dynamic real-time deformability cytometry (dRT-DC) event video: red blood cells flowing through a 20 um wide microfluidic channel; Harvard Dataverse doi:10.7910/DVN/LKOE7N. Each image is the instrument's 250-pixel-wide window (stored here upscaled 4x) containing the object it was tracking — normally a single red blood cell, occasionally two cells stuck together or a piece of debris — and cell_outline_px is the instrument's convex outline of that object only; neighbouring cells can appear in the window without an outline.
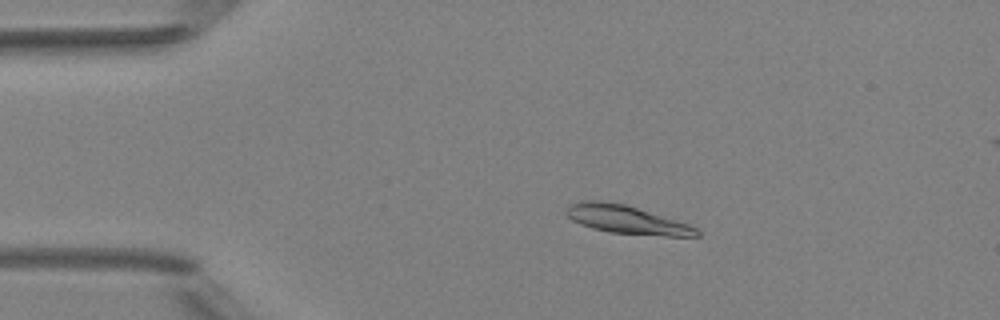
{"species": "Egyptian fruit bat (a non-hibernating species)", "species_latin": "Rousettus aegyptiacus", "temperature_condition": "room temperature", "stored_images_in_passage": 6, "camera_frame_rate_fps": 3000, "um_per_image_px": 0.085, "animal": {"sex": "female"}, "frame": {"image": 1, "passage_image": 3, "time_ms": 2.333, "image_size_px": [1000, 320], "cell_outline_px": [[700, 236], [664, 236], [612, 232], [592, 228], [580, 224], [572, 220], [564, 212], [568, 204], [584, 200], [600, 200], [624, 204], [688, 224], [696, 228], [700, 232]], "centroid_in_image_um": [53.21, 18.66], "position_along_channel_um": 31.8, "area_um2": 21.27}}
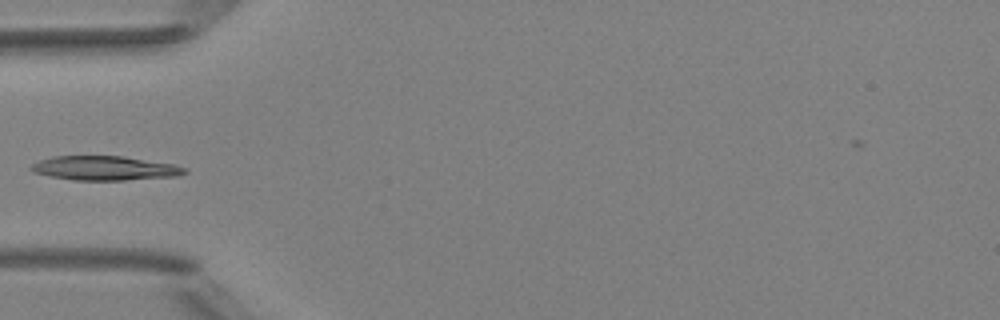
{"frame": {"image": 2, "passage_image": 5, "time_ms": 4.667, "image_size_px": [1000, 320], "cell_outline_px": [[188, 172], [176, 176], [124, 180], [72, 180], [32, 172], [28, 168], [32, 164], [40, 160], [52, 156], [124, 156], [172, 164], [184, 168]], "centroid_in_image_um": [8.86, 14.29], "position_along_channel_um": 76.1, "area_um2": 21.56}}
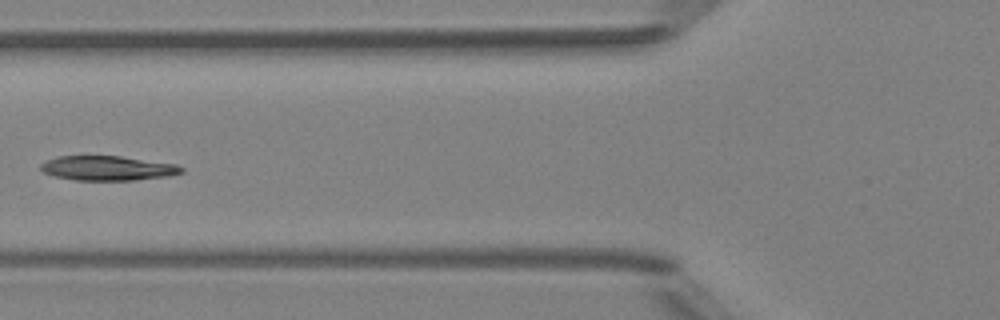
{"frame": {"image": 3, "passage_image": 6, "time_ms": 5.667, "image_size_px": [1000, 320], "cell_outline_px": [[184, 172], [168, 176], [136, 180], [76, 180], [56, 176], [44, 172], [40, 168], [40, 164], [48, 160], [60, 156], [120, 156], [176, 164], [184, 168]], "centroid_in_image_um": [9.19, 14.29], "position_along_channel_um": 116.6, "area_um2": 20.0}}